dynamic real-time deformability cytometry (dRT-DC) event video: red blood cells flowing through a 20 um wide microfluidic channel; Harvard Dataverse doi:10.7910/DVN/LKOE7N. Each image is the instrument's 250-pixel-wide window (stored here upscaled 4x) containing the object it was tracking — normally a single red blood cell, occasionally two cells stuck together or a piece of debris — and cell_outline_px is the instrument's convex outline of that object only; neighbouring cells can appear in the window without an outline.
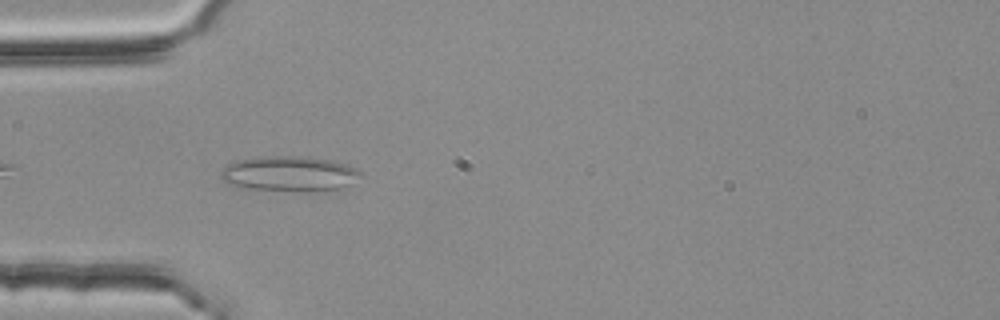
{"species": "common noctule bat (a hibernating species)", "species_latin": "Nyctalus noctula", "temperature_condition": "room temperature", "stored_images_in_passage": 6, "camera_frame_rate_fps": 3000, "um_per_image_px": 0.085, "animal": {"sex": "female", "body_mass_g": 25.1}, "frame": {"image": 1, "passage_image": 3, "time_ms": 0.667, "image_size_px": [1000, 320], "cell_outline_px": [[364, 172], [348, 184], [340, 188], [308, 192], [248, 188], [228, 184], [220, 176], [220, 172], [228, 164], [236, 160], [264, 156], [296, 156], [328, 160], [344, 164], [356, 168]], "centroid_in_image_um": [24.56, 14.77], "position_along_channel_um": 60.4, "area_um2": 28.32}}